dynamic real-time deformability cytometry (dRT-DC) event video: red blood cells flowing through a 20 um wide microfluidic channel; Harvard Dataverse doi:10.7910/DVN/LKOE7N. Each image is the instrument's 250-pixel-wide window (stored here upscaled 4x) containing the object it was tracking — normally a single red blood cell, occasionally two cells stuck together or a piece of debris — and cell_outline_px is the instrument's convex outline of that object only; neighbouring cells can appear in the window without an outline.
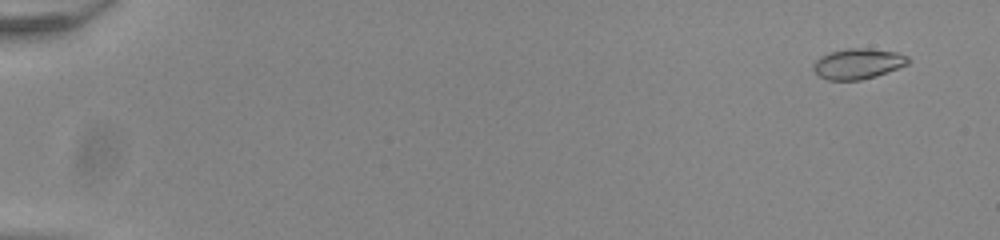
{"species": "common noctule bat (a hibernating species)", "species_latin": "Nyctalus noctula", "temperature_condition": "room temperature", "stored_images_in_passage": 55, "camera_frame_rate_fps": 3000, "um_per_image_px": 0.085, "animal": {"sex": "male", "body_mass_g": 20.0, "forearm_length_mm": 53.3}, "frame": {"image": 1, "passage_image": 4, "time_ms": 1.0, "image_size_px": [1000, 240], "cell_outline_px": [[908, 64], [876, 76], [860, 80], [828, 80], [820, 76], [812, 68], [812, 64], [820, 56], [828, 52], [848, 48], [868, 48], [896, 52], [908, 56]], "centroid_in_image_um": [72.89, 5.41], "position_along_channel_um": 12.1, "area_um2": 16.82}}
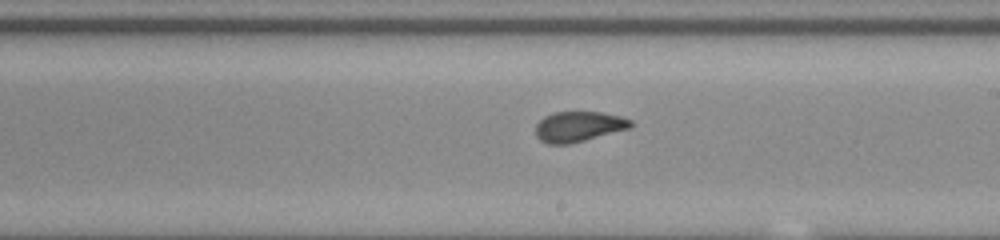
{"frame": {"image": 2, "passage_image": 34, "time_ms": 11.0, "image_size_px": [1000, 240], "cell_outline_px": [[632, 128], [568, 144], [548, 144], [540, 140], [536, 136], [536, 124], [544, 116], [552, 112], [600, 112], [620, 116], [632, 120]], "centroid_in_image_um": [49.18, 10.75], "position_along_channel_um": 239.8, "area_um2": 16.82}}
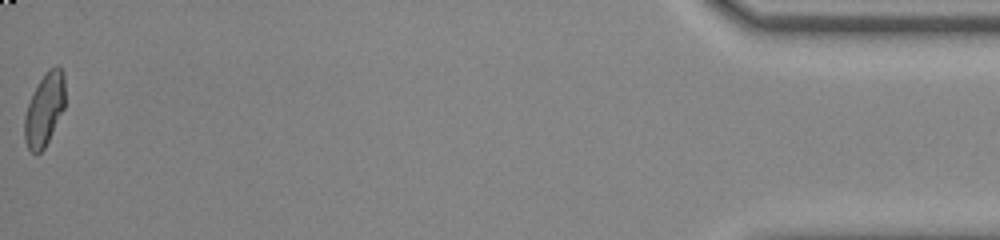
{"frame": {"image": 3, "passage_image": 55, "time_ms": 18.0, "image_size_px": [1000, 240], "cell_outline_px": [[64, 108], [44, 148], [36, 156], [28, 148], [24, 140], [24, 116], [28, 104], [40, 80], [48, 68], [56, 64], [64, 72]], "centroid_in_image_um": [3.77, 9.3], "position_along_channel_um": 431.4, "area_um2": 17.05}, "authors_computed_cell_mechanics": {"area_um2": 17.1088, "velocity_mm_per_s": 3.9489, "shape_relaxation_time_tau1_ms": null, "shape_relaxation_time_tau2_ms": 0.8793, "deformation_change_tau1": null, "deformation_change_tau2": 0.0559}}